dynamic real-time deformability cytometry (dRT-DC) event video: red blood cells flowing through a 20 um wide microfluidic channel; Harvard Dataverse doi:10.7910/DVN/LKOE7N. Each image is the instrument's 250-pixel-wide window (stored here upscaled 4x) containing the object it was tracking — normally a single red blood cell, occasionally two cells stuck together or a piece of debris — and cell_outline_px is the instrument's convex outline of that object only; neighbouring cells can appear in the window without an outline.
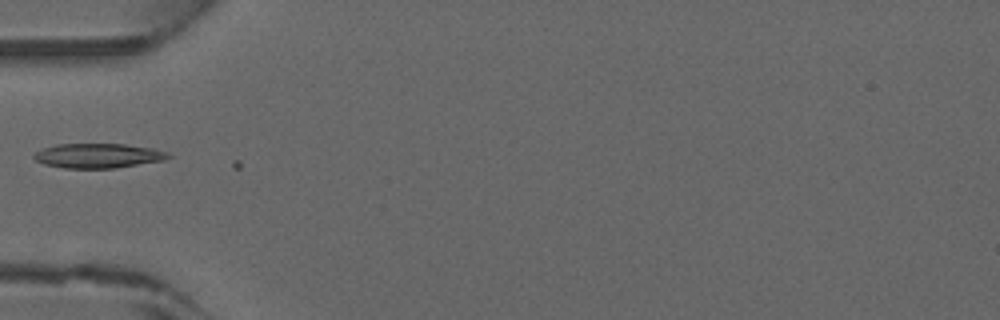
{"species": "common noctule bat (a hibernating species)", "species_latin": "Nyctalus noctula", "temperature_condition": "warm", "stored_images_in_passage": 19, "camera_frame_rate_fps": 3000, "um_per_image_px": 0.085, "animal": {"sex": "male", "forearm_length_mm": 52.5}, "frame": {"image": 1, "passage_image": 14, "time_ms": 4.333, "image_size_px": [1000, 320], "cell_outline_px": [[172, 156], [164, 160], [116, 168], [64, 168], [44, 164], [36, 160], [32, 156], [36, 152], [44, 148], [56, 144], [124, 144], [152, 148], [168, 152]], "centroid_in_image_um": [8.35, 13.23], "position_along_channel_um": 76.6, "area_um2": 19.19}}